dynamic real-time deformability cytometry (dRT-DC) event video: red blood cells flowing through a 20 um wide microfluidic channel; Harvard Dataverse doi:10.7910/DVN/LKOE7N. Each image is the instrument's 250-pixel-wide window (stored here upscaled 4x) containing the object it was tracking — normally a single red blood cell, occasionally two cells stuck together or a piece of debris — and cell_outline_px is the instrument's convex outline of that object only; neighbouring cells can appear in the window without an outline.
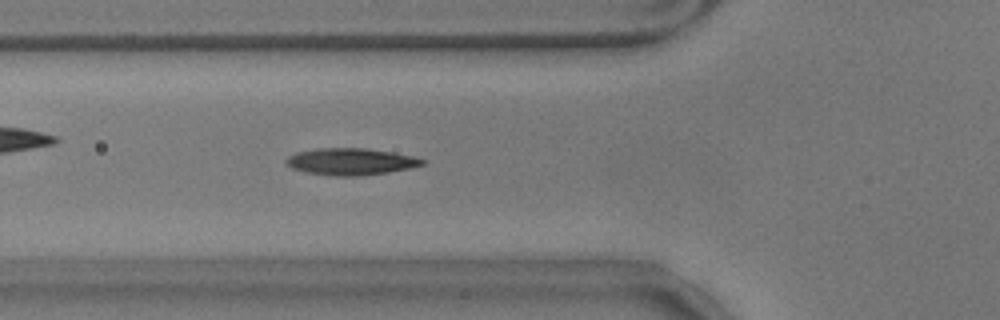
{"species": "common noctule bat (a hibernating species)", "species_latin": "Nyctalus noctula", "temperature_condition": "warm", "stored_images_in_passage": 56, "camera_frame_rate_fps": 3000, "um_per_image_px": 0.085, "animal": {"sex": "male", "body_mass_g": 17.9}, "frame": {"image": 1, "passage_image": 19, "time_ms": 6.0, "image_size_px": [1000, 320], "cell_outline_px": [[424, 164], [408, 168], [388, 172], [360, 176], [336, 176], [304, 172], [292, 168], [284, 160], [288, 156], [296, 152], [316, 148], [364, 148], [392, 152], [416, 156], [424, 160]], "centroid_in_image_um": [29.79, 13.73], "position_along_channel_um": 96.0, "area_um2": 21.27}}
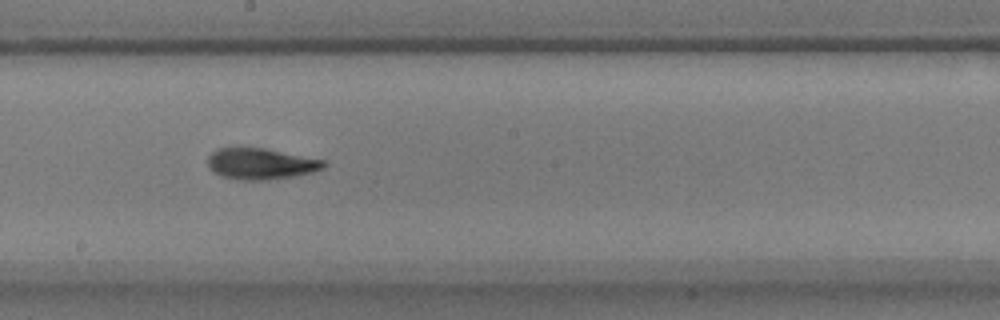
{"frame": {"image": 2, "passage_image": 30, "time_ms": 9.667, "image_size_px": [1000, 320], "cell_outline_px": [[328, 164], [324, 168], [312, 172], [296, 176], [264, 180], [236, 180], [220, 176], [212, 172], [208, 168], [208, 156], [216, 148], [264, 148], [324, 160]], "centroid_in_image_um": [22.14, 13.93], "position_along_channel_um": 226.1, "area_um2": 21.21}}
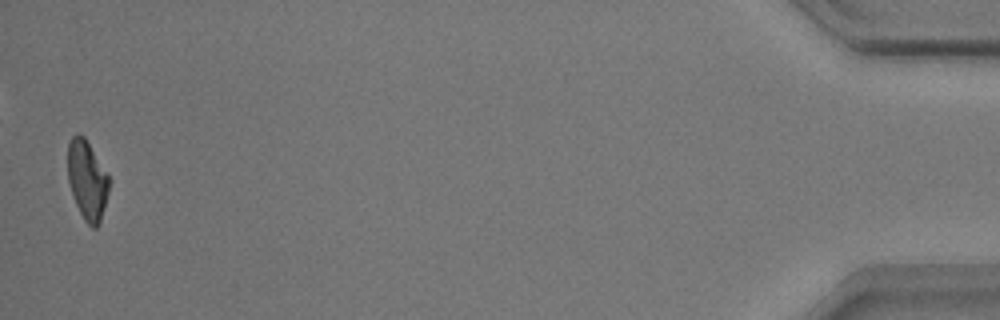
{"frame": {"image": 3, "passage_image": 55, "time_ms": 18.0, "image_size_px": [1000, 320], "cell_outline_px": [[112, 180], [100, 220], [96, 228], [92, 228], [84, 220], [72, 196], [68, 180], [68, 144], [72, 136], [80, 132], [84, 136]], "centroid_in_image_um": [7.42, 15.29], "position_along_channel_um": 427.8, "area_um2": 19.19}, "authors_computed_cell_mechanics": {"area_um2": 20.1433, "velocity_mm_per_s": 3.5373, "shape_relaxation_time_tau1_ms": 4.4812, "shape_relaxation_time_tau2_ms": 6.431, "deformation_change_tau1": 0.1736, "deformation_change_tau2": 0.1282}}